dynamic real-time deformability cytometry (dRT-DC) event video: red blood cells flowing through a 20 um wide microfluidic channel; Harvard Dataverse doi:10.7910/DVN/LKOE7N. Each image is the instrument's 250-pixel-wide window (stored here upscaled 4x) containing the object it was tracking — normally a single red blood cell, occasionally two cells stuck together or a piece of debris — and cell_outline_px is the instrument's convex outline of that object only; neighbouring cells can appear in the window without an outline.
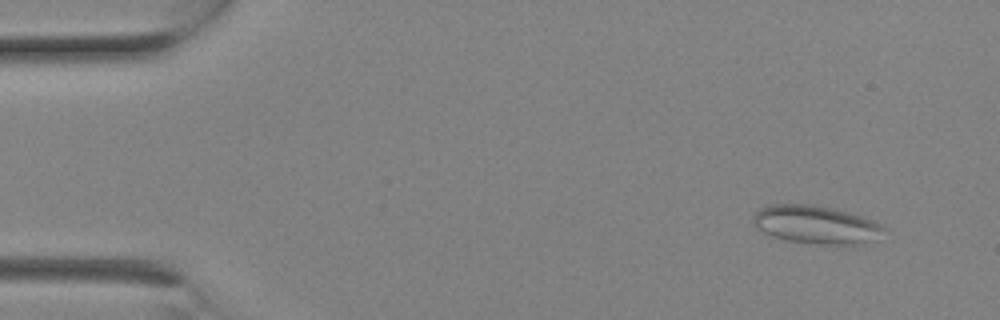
{"species": "Egyptian fruit bat (a non-hibernating species)", "species_latin": "Rousettus aegyptiacus", "temperature_condition": "room temperature", "stored_images_in_passage": 2, "camera_frame_rate_fps": 3000, "um_per_image_px": 0.085, "animal": {"sex": "female"}, "frame": {"image": 1, "passage_image": 1, "time_ms": 0.0, "image_size_px": [1000, 320], "cell_outline_px": [[884, 228], [868, 240], [856, 244], [820, 244], [788, 240], [772, 236], [756, 228], [752, 224], [752, 216], [760, 208], [768, 204], [812, 204], [832, 208], [848, 212], [872, 220], [880, 224]], "centroid_in_image_um": [69.21, 19.06], "position_along_channel_um": 15.8, "area_um2": 28.44}}